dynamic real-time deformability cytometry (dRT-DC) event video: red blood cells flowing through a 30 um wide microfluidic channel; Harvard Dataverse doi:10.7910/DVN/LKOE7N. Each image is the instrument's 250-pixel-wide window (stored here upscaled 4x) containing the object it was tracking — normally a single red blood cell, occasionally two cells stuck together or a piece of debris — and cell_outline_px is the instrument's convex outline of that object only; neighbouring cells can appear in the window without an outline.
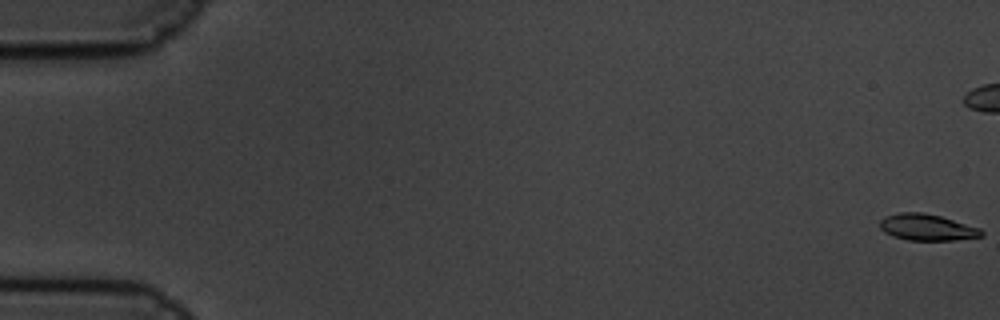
{"species": "common noctule bat (a hibernating species)", "species_latin": "Nyctalus noctula", "temperature_condition": "cold", "stored_images_in_passage": 62, "camera_frame_rate_fps": 3000, "um_per_image_px": 0.085, "animal": {"sex": "male", "body_mass_g": 19.5, "forearm_length_mm": 54.6}, "frame": {"image": 1, "passage_image": 1, "time_ms": 0.0, "image_size_px": [1000, 320], "cell_outline_px": [[984, 236], [956, 240], [908, 240], [892, 236], [884, 232], [880, 228], [880, 220], [884, 216], [900, 212], [924, 212], [940, 216], [980, 228], [984, 232]], "centroid_in_image_um": [78.79, 19.32], "position_along_channel_um": 6.2, "area_um2": 15.72}}
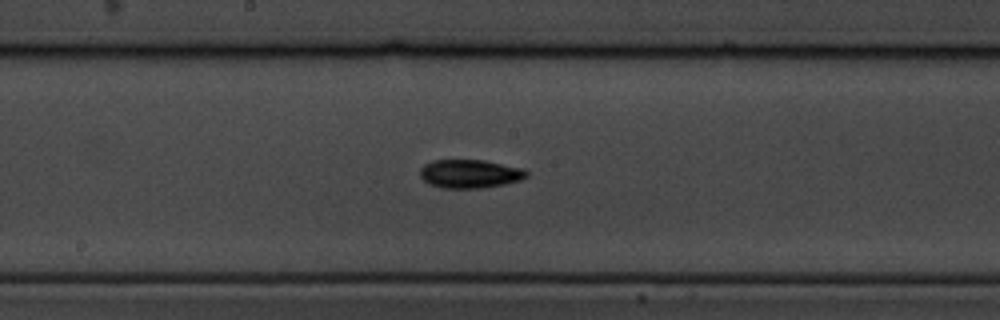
{"frame": {"image": 2, "passage_image": 33, "time_ms": 10.667, "image_size_px": [1000, 320], "cell_outline_px": [[528, 176], [520, 180], [504, 184], [480, 188], [440, 188], [428, 184], [420, 176], [420, 168], [424, 164], [432, 160], [484, 160], [524, 168], [528, 172]], "centroid_in_image_um": [39.93, 14.77], "position_along_channel_um": 208.3, "area_um2": 17.86}}
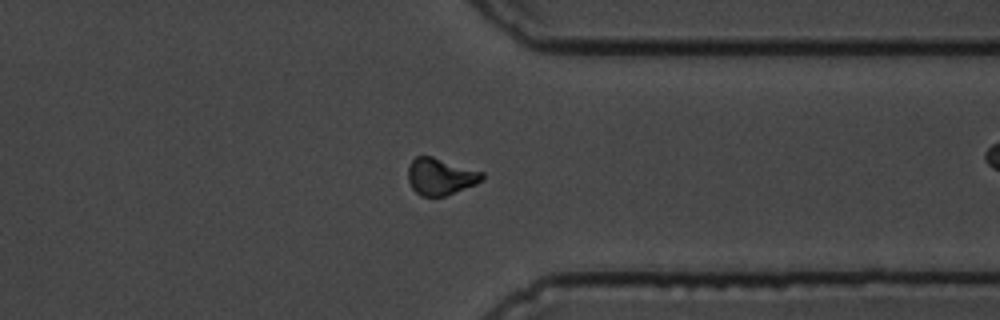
{"frame": {"image": 3, "passage_image": 48, "time_ms": 15.667, "image_size_px": [1000, 320], "cell_outline_px": [[484, 180], [476, 184], [444, 196], [420, 196], [412, 188], [408, 180], [408, 164], [416, 156], [432, 156], [484, 172]], "centroid_in_image_um": [37.44, 15.0], "position_along_channel_um": 374.0, "area_um2": 15.95}}